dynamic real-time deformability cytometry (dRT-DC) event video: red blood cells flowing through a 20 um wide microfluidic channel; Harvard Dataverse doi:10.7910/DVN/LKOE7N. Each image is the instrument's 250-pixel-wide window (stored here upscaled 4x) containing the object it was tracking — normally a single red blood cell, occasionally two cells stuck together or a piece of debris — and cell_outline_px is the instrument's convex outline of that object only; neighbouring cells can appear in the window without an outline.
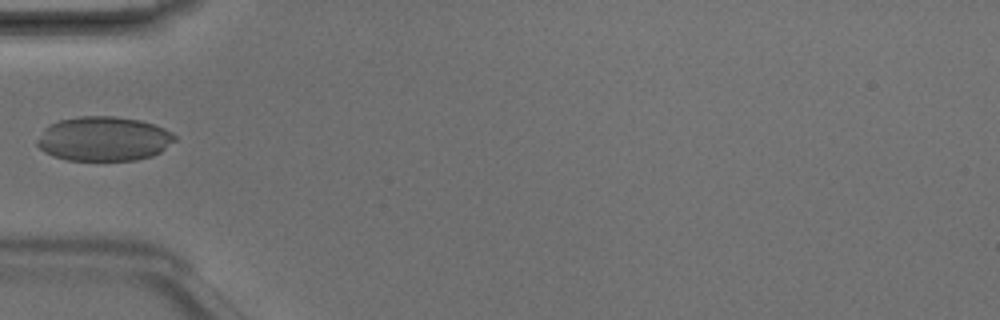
{"species": "Egyptian fruit bat (a non-hibernating species)", "species_latin": "Rousettus aegyptiacus", "temperature_condition": "room temperature", "stored_images_in_passage": 1, "camera_frame_rate_fps": 3000, "um_per_image_px": 0.085, "animal": {"sex": "male"}, "frame": {"image": 1, "passage_image": 1, "time_ms": 0.0, "image_size_px": [1000, 320], "cell_outline_px": [[176, 140], [160, 152], [152, 156], [136, 160], [68, 160], [52, 156], [44, 152], [36, 144], [36, 140], [44, 128], [48, 124], [60, 120], [80, 116], [116, 116], [140, 120], [164, 128], [172, 132], [176, 136]], "centroid_in_image_um": [8.8, 11.79], "position_along_channel_um": 76.2, "area_um2": 35.84}}